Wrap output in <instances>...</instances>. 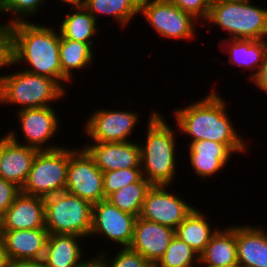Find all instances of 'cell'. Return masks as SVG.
Listing matches in <instances>:
<instances>
[{
    "mask_svg": "<svg viewBox=\"0 0 267 267\" xmlns=\"http://www.w3.org/2000/svg\"><path fill=\"white\" fill-rule=\"evenodd\" d=\"M53 26L17 22L7 27L8 59L4 66L28 65L23 70L49 77L62 87L60 31Z\"/></svg>",
    "mask_w": 267,
    "mask_h": 267,
    "instance_id": "1",
    "label": "cell"
},
{
    "mask_svg": "<svg viewBox=\"0 0 267 267\" xmlns=\"http://www.w3.org/2000/svg\"><path fill=\"white\" fill-rule=\"evenodd\" d=\"M216 89L187 106L173 112L181 134L191 137L190 142L209 140L227 145L235 154L248 151L246 140L231 122L227 100Z\"/></svg>",
    "mask_w": 267,
    "mask_h": 267,
    "instance_id": "2",
    "label": "cell"
},
{
    "mask_svg": "<svg viewBox=\"0 0 267 267\" xmlns=\"http://www.w3.org/2000/svg\"><path fill=\"white\" fill-rule=\"evenodd\" d=\"M149 114L145 142L139 143L142 174L151 185L171 186L178 162L176 124L173 129L157 110Z\"/></svg>",
    "mask_w": 267,
    "mask_h": 267,
    "instance_id": "3",
    "label": "cell"
},
{
    "mask_svg": "<svg viewBox=\"0 0 267 267\" xmlns=\"http://www.w3.org/2000/svg\"><path fill=\"white\" fill-rule=\"evenodd\" d=\"M253 3V0H212L206 26L220 27L223 33H228V39H267V8Z\"/></svg>",
    "mask_w": 267,
    "mask_h": 267,
    "instance_id": "4",
    "label": "cell"
},
{
    "mask_svg": "<svg viewBox=\"0 0 267 267\" xmlns=\"http://www.w3.org/2000/svg\"><path fill=\"white\" fill-rule=\"evenodd\" d=\"M15 71V72H14ZM0 75V105H18L16 111L53 106L65 91L55 80L23 69Z\"/></svg>",
    "mask_w": 267,
    "mask_h": 267,
    "instance_id": "5",
    "label": "cell"
},
{
    "mask_svg": "<svg viewBox=\"0 0 267 267\" xmlns=\"http://www.w3.org/2000/svg\"><path fill=\"white\" fill-rule=\"evenodd\" d=\"M44 202L45 228L49 234L90 236L93 204L67 192L45 197Z\"/></svg>",
    "mask_w": 267,
    "mask_h": 267,
    "instance_id": "6",
    "label": "cell"
},
{
    "mask_svg": "<svg viewBox=\"0 0 267 267\" xmlns=\"http://www.w3.org/2000/svg\"><path fill=\"white\" fill-rule=\"evenodd\" d=\"M68 164L67 146L38 151L21 191L43 198L65 192Z\"/></svg>",
    "mask_w": 267,
    "mask_h": 267,
    "instance_id": "7",
    "label": "cell"
},
{
    "mask_svg": "<svg viewBox=\"0 0 267 267\" xmlns=\"http://www.w3.org/2000/svg\"><path fill=\"white\" fill-rule=\"evenodd\" d=\"M140 15L145 17L156 35L174 40H193L197 35L195 26L202 25L171 0H141Z\"/></svg>",
    "mask_w": 267,
    "mask_h": 267,
    "instance_id": "8",
    "label": "cell"
},
{
    "mask_svg": "<svg viewBox=\"0 0 267 267\" xmlns=\"http://www.w3.org/2000/svg\"><path fill=\"white\" fill-rule=\"evenodd\" d=\"M16 112V118L23 133L24 141L20 142L18 134L14 130H9L6 134L15 142L24 144L28 147L37 149L38 151L54 150L62 146L56 144H47L48 141L55 138L53 136L60 130L57 110L53 106L40 108L23 109ZM58 130V131H57Z\"/></svg>",
    "mask_w": 267,
    "mask_h": 267,
    "instance_id": "9",
    "label": "cell"
},
{
    "mask_svg": "<svg viewBox=\"0 0 267 267\" xmlns=\"http://www.w3.org/2000/svg\"><path fill=\"white\" fill-rule=\"evenodd\" d=\"M65 192L91 204L105 199L103 172L83 148H69L68 175Z\"/></svg>",
    "mask_w": 267,
    "mask_h": 267,
    "instance_id": "10",
    "label": "cell"
},
{
    "mask_svg": "<svg viewBox=\"0 0 267 267\" xmlns=\"http://www.w3.org/2000/svg\"><path fill=\"white\" fill-rule=\"evenodd\" d=\"M138 112L130 110L96 109L84 123V132L91 143L127 142L139 124Z\"/></svg>",
    "mask_w": 267,
    "mask_h": 267,
    "instance_id": "11",
    "label": "cell"
},
{
    "mask_svg": "<svg viewBox=\"0 0 267 267\" xmlns=\"http://www.w3.org/2000/svg\"><path fill=\"white\" fill-rule=\"evenodd\" d=\"M168 185H152L142 204L139 217L176 229L196 207L181 198Z\"/></svg>",
    "mask_w": 267,
    "mask_h": 267,
    "instance_id": "12",
    "label": "cell"
},
{
    "mask_svg": "<svg viewBox=\"0 0 267 267\" xmlns=\"http://www.w3.org/2000/svg\"><path fill=\"white\" fill-rule=\"evenodd\" d=\"M137 216L121 211L108 199L93 204L90 238L99 236L117 243L120 248L130 247ZM101 235V236H100ZM104 236V237H103Z\"/></svg>",
    "mask_w": 267,
    "mask_h": 267,
    "instance_id": "13",
    "label": "cell"
},
{
    "mask_svg": "<svg viewBox=\"0 0 267 267\" xmlns=\"http://www.w3.org/2000/svg\"><path fill=\"white\" fill-rule=\"evenodd\" d=\"M83 148L102 172L141 168L140 146L136 141L89 143Z\"/></svg>",
    "mask_w": 267,
    "mask_h": 267,
    "instance_id": "14",
    "label": "cell"
},
{
    "mask_svg": "<svg viewBox=\"0 0 267 267\" xmlns=\"http://www.w3.org/2000/svg\"><path fill=\"white\" fill-rule=\"evenodd\" d=\"M174 236L175 229L137 217L130 248L140 253L154 266Z\"/></svg>",
    "mask_w": 267,
    "mask_h": 267,
    "instance_id": "15",
    "label": "cell"
},
{
    "mask_svg": "<svg viewBox=\"0 0 267 267\" xmlns=\"http://www.w3.org/2000/svg\"><path fill=\"white\" fill-rule=\"evenodd\" d=\"M38 150L20 144L6 133L0 137V178L22 188Z\"/></svg>",
    "mask_w": 267,
    "mask_h": 267,
    "instance_id": "16",
    "label": "cell"
},
{
    "mask_svg": "<svg viewBox=\"0 0 267 267\" xmlns=\"http://www.w3.org/2000/svg\"><path fill=\"white\" fill-rule=\"evenodd\" d=\"M189 149V150H188ZM189 163L197 176L203 179H209L229 163L233 158L234 152L222 143L209 140L190 142L188 145Z\"/></svg>",
    "mask_w": 267,
    "mask_h": 267,
    "instance_id": "17",
    "label": "cell"
},
{
    "mask_svg": "<svg viewBox=\"0 0 267 267\" xmlns=\"http://www.w3.org/2000/svg\"><path fill=\"white\" fill-rule=\"evenodd\" d=\"M37 228H45L44 198L21 191L3 215V230Z\"/></svg>",
    "mask_w": 267,
    "mask_h": 267,
    "instance_id": "18",
    "label": "cell"
},
{
    "mask_svg": "<svg viewBox=\"0 0 267 267\" xmlns=\"http://www.w3.org/2000/svg\"><path fill=\"white\" fill-rule=\"evenodd\" d=\"M48 235L46 228L4 230L2 240L9 260L43 259Z\"/></svg>",
    "mask_w": 267,
    "mask_h": 267,
    "instance_id": "19",
    "label": "cell"
},
{
    "mask_svg": "<svg viewBox=\"0 0 267 267\" xmlns=\"http://www.w3.org/2000/svg\"><path fill=\"white\" fill-rule=\"evenodd\" d=\"M254 226L236 225L238 267H267V229Z\"/></svg>",
    "mask_w": 267,
    "mask_h": 267,
    "instance_id": "20",
    "label": "cell"
},
{
    "mask_svg": "<svg viewBox=\"0 0 267 267\" xmlns=\"http://www.w3.org/2000/svg\"><path fill=\"white\" fill-rule=\"evenodd\" d=\"M84 239L87 240L74 234H49L43 257L45 266L81 267L88 260L83 258L84 245L81 240Z\"/></svg>",
    "mask_w": 267,
    "mask_h": 267,
    "instance_id": "21",
    "label": "cell"
},
{
    "mask_svg": "<svg viewBox=\"0 0 267 267\" xmlns=\"http://www.w3.org/2000/svg\"><path fill=\"white\" fill-rule=\"evenodd\" d=\"M228 56V63L250 71L249 82L258 74L267 52V39H220ZM224 42V43H223Z\"/></svg>",
    "mask_w": 267,
    "mask_h": 267,
    "instance_id": "22",
    "label": "cell"
},
{
    "mask_svg": "<svg viewBox=\"0 0 267 267\" xmlns=\"http://www.w3.org/2000/svg\"><path fill=\"white\" fill-rule=\"evenodd\" d=\"M200 260L214 267H238L236 225L220 227L200 254Z\"/></svg>",
    "mask_w": 267,
    "mask_h": 267,
    "instance_id": "23",
    "label": "cell"
},
{
    "mask_svg": "<svg viewBox=\"0 0 267 267\" xmlns=\"http://www.w3.org/2000/svg\"><path fill=\"white\" fill-rule=\"evenodd\" d=\"M93 51L94 49L89 43L66 39L60 34L59 55L62 69V88L65 91L64 84L73 81V71L88 69L89 66H92L95 59L93 54L95 52Z\"/></svg>",
    "mask_w": 267,
    "mask_h": 267,
    "instance_id": "24",
    "label": "cell"
},
{
    "mask_svg": "<svg viewBox=\"0 0 267 267\" xmlns=\"http://www.w3.org/2000/svg\"><path fill=\"white\" fill-rule=\"evenodd\" d=\"M206 213L195 207L175 229V235L200 255L220 227L212 229Z\"/></svg>",
    "mask_w": 267,
    "mask_h": 267,
    "instance_id": "25",
    "label": "cell"
},
{
    "mask_svg": "<svg viewBox=\"0 0 267 267\" xmlns=\"http://www.w3.org/2000/svg\"><path fill=\"white\" fill-rule=\"evenodd\" d=\"M74 12L65 14L58 27L63 38L89 43L92 47L93 38L97 36L98 22L84 6L71 7Z\"/></svg>",
    "mask_w": 267,
    "mask_h": 267,
    "instance_id": "26",
    "label": "cell"
},
{
    "mask_svg": "<svg viewBox=\"0 0 267 267\" xmlns=\"http://www.w3.org/2000/svg\"><path fill=\"white\" fill-rule=\"evenodd\" d=\"M141 0H85L84 7L98 21L100 15L116 20L120 29H126L134 17L140 14ZM98 18V19H97Z\"/></svg>",
    "mask_w": 267,
    "mask_h": 267,
    "instance_id": "27",
    "label": "cell"
},
{
    "mask_svg": "<svg viewBox=\"0 0 267 267\" xmlns=\"http://www.w3.org/2000/svg\"><path fill=\"white\" fill-rule=\"evenodd\" d=\"M151 184L142 177L138 182L128 184L117 190L107 199L121 211L139 217L142 204Z\"/></svg>",
    "mask_w": 267,
    "mask_h": 267,
    "instance_id": "28",
    "label": "cell"
},
{
    "mask_svg": "<svg viewBox=\"0 0 267 267\" xmlns=\"http://www.w3.org/2000/svg\"><path fill=\"white\" fill-rule=\"evenodd\" d=\"M199 261L198 252L175 235L154 267H196Z\"/></svg>",
    "mask_w": 267,
    "mask_h": 267,
    "instance_id": "29",
    "label": "cell"
},
{
    "mask_svg": "<svg viewBox=\"0 0 267 267\" xmlns=\"http://www.w3.org/2000/svg\"><path fill=\"white\" fill-rule=\"evenodd\" d=\"M46 0H0V14L13 15L9 22H3L8 27L17 22H29V17L38 15Z\"/></svg>",
    "mask_w": 267,
    "mask_h": 267,
    "instance_id": "30",
    "label": "cell"
},
{
    "mask_svg": "<svg viewBox=\"0 0 267 267\" xmlns=\"http://www.w3.org/2000/svg\"><path fill=\"white\" fill-rule=\"evenodd\" d=\"M114 254L111 258L101 251L95 255L103 262L105 267H154L140 253L132 250L130 247H119V250L117 248Z\"/></svg>",
    "mask_w": 267,
    "mask_h": 267,
    "instance_id": "31",
    "label": "cell"
},
{
    "mask_svg": "<svg viewBox=\"0 0 267 267\" xmlns=\"http://www.w3.org/2000/svg\"><path fill=\"white\" fill-rule=\"evenodd\" d=\"M142 177L143 174L141 168L103 172L105 199L128 184L138 182Z\"/></svg>",
    "mask_w": 267,
    "mask_h": 267,
    "instance_id": "32",
    "label": "cell"
},
{
    "mask_svg": "<svg viewBox=\"0 0 267 267\" xmlns=\"http://www.w3.org/2000/svg\"><path fill=\"white\" fill-rule=\"evenodd\" d=\"M177 7L197 19L202 26L207 20L212 0H171Z\"/></svg>",
    "mask_w": 267,
    "mask_h": 267,
    "instance_id": "33",
    "label": "cell"
},
{
    "mask_svg": "<svg viewBox=\"0 0 267 267\" xmlns=\"http://www.w3.org/2000/svg\"><path fill=\"white\" fill-rule=\"evenodd\" d=\"M21 192L13 182L0 178V214L3 216L6 210L13 204L17 195Z\"/></svg>",
    "mask_w": 267,
    "mask_h": 267,
    "instance_id": "34",
    "label": "cell"
},
{
    "mask_svg": "<svg viewBox=\"0 0 267 267\" xmlns=\"http://www.w3.org/2000/svg\"><path fill=\"white\" fill-rule=\"evenodd\" d=\"M8 59V31L7 27L0 23V69L6 68L4 66Z\"/></svg>",
    "mask_w": 267,
    "mask_h": 267,
    "instance_id": "35",
    "label": "cell"
},
{
    "mask_svg": "<svg viewBox=\"0 0 267 267\" xmlns=\"http://www.w3.org/2000/svg\"><path fill=\"white\" fill-rule=\"evenodd\" d=\"M251 82L257 86V89L259 88L267 94V52L257 76Z\"/></svg>",
    "mask_w": 267,
    "mask_h": 267,
    "instance_id": "36",
    "label": "cell"
},
{
    "mask_svg": "<svg viewBox=\"0 0 267 267\" xmlns=\"http://www.w3.org/2000/svg\"><path fill=\"white\" fill-rule=\"evenodd\" d=\"M7 267H46L43 259L9 260Z\"/></svg>",
    "mask_w": 267,
    "mask_h": 267,
    "instance_id": "37",
    "label": "cell"
},
{
    "mask_svg": "<svg viewBox=\"0 0 267 267\" xmlns=\"http://www.w3.org/2000/svg\"><path fill=\"white\" fill-rule=\"evenodd\" d=\"M8 255L5 249V245L2 239H0V267H7L8 265Z\"/></svg>",
    "mask_w": 267,
    "mask_h": 267,
    "instance_id": "38",
    "label": "cell"
},
{
    "mask_svg": "<svg viewBox=\"0 0 267 267\" xmlns=\"http://www.w3.org/2000/svg\"><path fill=\"white\" fill-rule=\"evenodd\" d=\"M81 267H105L103 262L94 255V257L88 258V260Z\"/></svg>",
    "mask_w": 267,
    "mask_h": 267,
    "instance_id": "39",
    "label": "cell"
},
{
    "mask_svg": "<svg viewBox=\"0 0 267 267\" xmlns=\"http://www.w3.org/2000/svg\"><path fill=\"white\" fill-rule=\"evenodd\" d=\"M65 4L71 5L72 7L75 6H83L85 0H58Z\"/></svg>",
    "mask_w": 267,
    "mask_h": 267,
    "instance_id": "40",
    "label": "cell"
},
{
    "mask_svg": "<svg viewBox=\"0 0 267 267\" xmlns=\"http://www.w3.org/2000/svg\"><path fill=\"white\" fill-rule=\"evenodd\" d=\"M3 216L0 214V239H3Z\"/></svg>",
    "mask_w": 267,
    "mask_h": 267,
    "instance_id": "41",
    "label": "cell"
},
{
    "mask_svg": "<svg viewBox=\"0 0 267 267\" xmlns=\"http://www.w3.org/2000/svg\"><path fill=\"white\" fill-rule=\"evenodd\" d=\"M198 265L199 267H214V266H210L208 264L203 263L201 260L199 261Z\"/></svg>",
    "mask_w": 267,
    "mask_h": 267,
    "instance_id": "42",
    "label": "cell"
}]
</instances>
